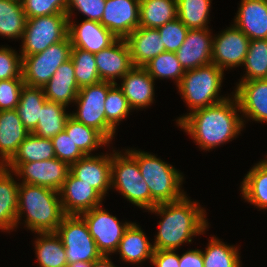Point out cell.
<instances>
[{"mask_svg": "<svg viewBox=\"0 0 267 267\" xmlns=\"http://www.w3.org/2000/svg\"><path fill=\"white\" fill-rule=\"evenodd\" d=\"M234 96V97H233ZM225 100L197 109L177 119V124L184 129L203 150L215 149L239 135L244 127L239 103L233 94Z\"/></svg>", "mask_w": 267, "mask_h": 267, "instance_id": "obj_1", "label": "cell"}, {"mask_svg": "<svg viewBox=\"0 0 267 267\" xmlns=\"http://www.w3.org/2000/svg\"><path fill=\"white\" fill-rule=\"evenodd\" d=\"M199 203L185 195L174 202L159 203L151 212L161 215L158 233L153 243L155 250H177L183 243H191L194 236L208 228L206 211Z\"/></svg>", "mask_w": 267, "mask_h": 267, "instance_id": "obj_2", "label": "cell"}, {"mask_svg": "<svg viewBox=\"0 0 267 267\" xmlns=\"http://www.w3.org/2000/svg\"><path fill=\"white\" fill-rule=\"evenodd\" d=\"M59 196V191L47 187L19 183L17 225L26 212L27 229L36 233L56 232L65 216Z\"/></svg>", "mask_w": 267, "mask_h": 267, "instance_id": "obj_3", "label": "cell"}, {"mask_svg": "<svg viewBox=\"0 0 267 267\" xmlns=\"http://www.w3.org/2000/svg\"><path fill=\"white\" fill-rule=\"evenodd\" d=\"M127 151L138 161L143 180L158 204L174 202L185 196L180 188L183 181L180 171L151 153L134 149Z\"/></svg>", "mask_w": 267, "mask_h": 267, "instance_id": "obj_4", "label": "cell"}, {"mask_svg": "<svg viewBox=\"0 0 267 267\" xmlns=\"http://www.w3.org/2000/svg\"><path fill=\"white\" fill-rule=\"evenodd\" d=\"M223 72L221 68L212 63L185 71L177 87L190 109L189 113L228 98L218 94L222 87Z\"/></svg>", "mask_w": 267, "mask_h": 267, "instance_id": "obj_5", "label": "cell"}, {"mask_svg": "<svg viewBox=\"0 0 267 267\" xmlns=\"http://www.w3.org/2000/svg\"><path fill=\"white\" fill-rule=\"evenodd\" d=\"M113 151L111 163V188H116L128 201L151 210L158 203L151 197L150 190L141 175L138 161L126 150L124 155Z\"/></svg>", "mask_w": 267, "mask_h": 267, "instance_id": "obj_6", "label": "cell"}, {"mask_svg": "<svg viewBox=\"0 0 267 267\" xmlns=\"http://www.w3.org/2000/svg\"><path fill=\"white\" fill-rule=\"evenodd\" d=\"M113 84L108 81H100L80 88L74 102L78 105V110L71 114V117L76 121L95 128L109 142L113 140L116 131L106 121L104 103Z\"/></svg>", "mask_w": 267, "mask_h": 267, "instance_id": "obj_7", "label": "cell"}, {"mask_svg": "<svg viewBox=\"0 0 267 267\" xmlns=\"http://www.w3.org/2000/svg\"><path fill=\"white\" fill-rule=\"evenodd\" d=\"M68 36V16L55 14L27 18L22 37L21 57L40 53Z\"/></svg>", "mask_w": 267, "mask_h": 267, "instance_id": "obj_8", "label": "cell"}, {"mask_svg": "<svg viewBox=\"0 0 267 267\" xmlns=\"http://www.w3.org/2000/svg\"><path fill=\"white\" fill-rule=\"evenodd\" d=\"M71 48V41L67 36L63 41L50 45L40 53L22 57L24 83L43 88L56 70L70 59Z\"/></svg>", "mask_w": 267, "mask_h": 267, "instance_id": "obj_9", "label": "cell"}, {"mask_svg": "<svg viewBox=\"0 0 267 267\" xmlns=\"http://www.w3.org/2000/svg\"><path fill=\"white\" fill-rule=\"evenodd\" d=\"M56 234L63 242L68 264L92 263L102 255L89 233L85 220L80 215H65Z\"/></svg>", "mask_w": 267, "mask_h": 267, "instance_id": "obj_10", "label": "cell"}, {"mask_svg": "<svg viewBox=\"0 0 267 267\" xmlns=\"http://www.w3.org/2000/svg\"><path fill=\"white\" fill-rule=\"evenodd\" d=\"M80 216L85 220L98 251L102 255L116 253L120 240L131 223H120L115 216L110 215L101 205L83 212Z\"/></svg>", "mask_w": 267, "mask_h": 267, "instance_id": "obj_11", "label": "cell"}, {"mask_svg": "<svg viewBox=\"0 0 267 267\" xmlns=\"http://www.w3.org/2000/svg\"><path fill=\"white\" fill-rule=\"evenodd\" d=\"M250 39L235 25L213 38L212 64L224 69L243 66Z\"/></svg>", "mask_w": 267, "mask_h": 267, "instance_id": "obj_12", "label": "cell"}, {"mask_svg": "<svg viewBox=\"0 0 267 267\" xmlns=\"http://www.w3.org/2000/svg\"><path fill=\"white\" fill-rule=\"evenodd\" d=\"M70 172V166L58 158L18 164L12 173L22 182L59 191Z\"/></svg>", "mask_w": 267, "mask_h": 267, "instance_id": "obj_13", "label": "cell"}, {"mask_svg": "<svg viewBox=\"0 0 267 267\" xmlns=\"http://www.w3.org/2000/svg\"><path fill=\"white\" fill-rule=\"evenodd\" d=\"M65 215H80L101 205L103 196L90 184L76 178L71 172L59 190Z\"/></svg>", "mask_w": 267, "mask_h": 267, "instance_id": "obj_14", "label": "cell"}, {"mask_svg": "<svg viewBox=\"0 0 267 267\" xmlns=\"http://www.w3.org/2000/svg\"><path fill=\"white\" fill-rule=\"evenodd\" d=\"M140 0H106L100 23L117 38L126 39L139 27Z\"/></svg>", "mask_w": 267, "mask_h": 267, "instance_id": "obj_15", "label": "cell"}, {"mask_svg": "<svg viewBox=\"0 0 267 267\" xmlns=\"http://www.w3.org/2000/svg\"><path fill=\"white\" fill-rule=\"evenodd\" d=\"M101 81L116 83L133 67L131 53L126 39L118 38L112 45L94 54Z\"/></svg>", "mask_w": 267, "mask_h": 267, "instance_id": "obj_16", "label": "cell"}, {"mask_svg": "<svg viewBox=\"0 0 267 267\" xmlns=\"http://www.w3.org/2000/svg\"><path fill=\"white\" fill-rule=\"evenodd\" d=\"M209 29H189L183 44L175 52L185 71L212 63V42Z\"/></svg>", "mask_w": 267, "mask_h": 267, "instance_id": "obj_17", "label": "cell"}, {"mask_svg": "<svg viewBox=\"0 0 267 267\" xmlns=\"http://www.w3.org/2000/svg\"><path fill=\"white\" fill-rule=\"evenodd\" d=\"M68 36L72 47L96 54L112 45L118 38L100 22L85 19L75 24L68 19Z\"/></svg>", "mask_w": 267, "mask_h": 267, "instance_id": "obj_18", "label": "cell"}, {"mask_svg": "<svg viewBox=\"0 0 267 267\" xmlns=\"http://www.w3.org/2000/svg\"><path fill=\"white\" fill-rule=\"evenodd\" d=\"M109 155H85L70 166L76 178L93 186L104 198L111 189L112 154Z\"/></svg>", "mask_w": 267, "mask_h": 267, "instance_id": "obj_19", "label": "cell"}, {"mask_svg": "<svg viewBox=\"0 0 267 267\" xmlns=\"http://www.w3.org/2000/svg\"><path fill=\"white\" fill-rule=\"evenodd\" d=\"M234 95L243 117L257 122H267V79L239 82Z\"/></svg>", "mask_w": 267, "mask_h": 267, "instance_id": "obj_20", "label": "cell"}, {"mask_svg": "<svg viewBox=\"0 0 267 267\" xmlns=\"http://www.w3.org/2000/svg\"><path fill=\"white\" fill-rule=\"evenodd\" d=\"M233 25L250 40L267 39V0H241Z\"/></svg>", "mask_w": 267, "mask_h": 267, "instance_id": "obj_21", "label": "cell"}, {"mask_svg": "<svg viewBox=\"0 0 267 267\" xmlns=\"http://www.w3.org/2000/svg\"><path fill=\"white\" fill-rule=\"evenodd\" d=\"M121 80L119 87L132 110L143 109L155 100L154 79L144 67L134 66Z\"/></svg>", "mask_w": 267, "mask_h": 267, "instance_id": "obj_22", "label": "cell"}, {"mask_svg": "<svg viewBox=\"0 0 267 267\" xmlns=\"http://www.w3.org/2000/svg\"><path fill=\"white\" fill-rule=\"evenodd\" d=\"M47 101L60 103L66 107L75 102L80 90L75 77L71 58L64 62L42 88Z\"/></svg>", "mask_w": 267, "mask_h": 267, "instance_id": "obj_23", "label": "cell"}, {"mask_svg": "<svg viewBox=\"0 0 267 267\" xmlns=\"http://www.w3.org/2000/svg\"><path fill=\"white\" fill-rule=\"evenodd\" d=\"M29 133L16 109L0 111V165L13 157Z\"/></svg>", "mask_w": 267, "mask_h": 267, "instance_id": "obj_24", "label": "cell"}, {"mask_svg": "<svg viewBox=\"0 0 267 267\" xmlns=\"http://www.w3.org/2000/svg\"><path fill=\"white\" fill-rule=\"evenodd\" d=\"M134 66L143 67L151 59L165 52L158 29L138 27L127 38Z\"/></svg>", "mask_w": 267, "mask_h": 267, "instance_id": "obj_25", "label": "cell"}, {"mask_svg": "<svg viewBox=\"0 0 267 267\" xmlns=\"http://www.w3.org/2000/svg\"><path fill=\"white\" fill-rule=\"evenodd\" d=\"M4 165H0V229L9 231L17 227L19 184Z\"/></svg>", "mask_w": 267, "mask_h": 267, "instance_id": "obj_26", "label": "cell"}, {"mask_svg": "<svg viewBox=\"0 0 267 267\" xmlns=\"http://www.w3.org/2000/svg\"><path fill=\"white\" fill-rule=\"evenodd\" d=\"M138 226L136 223H131L120 240L116 252H119L120 259L124 262L137 264L146 261V259H150V262L152 260L155 251L154 246Z\"/></svg>", "mask_w": 267, "mask_h": 267, "instance_id": "obj_27", "label": "cell"}, {"mask_svg": "<svg viewBox=\"0 0 267 267\" xmlns=\"http://www.w3.org/2000/svg\"><path fill=\"white\" fill-rule=\"evenodd\" d=\"M54 158H56V155L52 140L29 133L25 140L19 145L17 152L4 166L12 171L20 163Z\"/></svg>", "mask_w": 267, "mask_h": 267, "instance_id": "obj_28", "label": "cell"}, {"mask_svg": "<svg viewBox=\"0 0 267 267\" xmlns=\"http://www.w3.org/2000/svg\"><path fill=\"white\" fill-rule=\"evenodd\" d=\"M240 191L245 201L257 208L267 209V159L251 168L242 181Z\"/></svg>", "mask_w": 267, "mask_h": 267, "instance_id": "obj_29", "label": "cell"}, {"mask_svg": "<svg viewBox=\"0 0 267 267\" xmlns=\"http://www.w3.org/2000/svg\"><path fill=\"white\" fill-rule=\"evenodd\" d=\"M177 0H140L139 27L157 29L177 18Z\"/></svg>", "mask_w": 267, "mask_h": 267, "instance_id": "obj_30", "label": "cell"}, {"mask_svg": "<svg viewBox=\"0 0 267 267\" xmlns=\"http://www.w3.org/2000/svg\"><path fill=\"white\" fill-rule=\"evenodd\" d=\"M46 101L47 99L41 87L24 84L16 110L24 127L30 133L35 130L41 115V108Z\"/></svg>", "mask_w": 267, "mask_h": 267, "instance_id": "obj_31", "label": "cell"}, {"mask_svg": "<svg viewBox=\"0 0 267 267\" xmlns=\"http://www.w3.org/2000/svg\"><path fill=\"white\" fill-rule=\"evenodd\" d=\"M35 253L40 267H67L68 261L61 238L56 232L37 233Z\"/></svg>", "mask_w": 267, "mask_h": 267, "instance_id": "obj_32", "label": "cell"}, {"mask_svg": "<svg viewBox=\"0 0 267 267\" xmlns=\"http://www.w3.org/2000/svg\"><path fill=\"white\" fill-rule=\"evenodd\" d=\"M66 106L60 103L46 101L41 108V115L33 134L52 139L64 130L71 113H66Z\"/></svg>", "mask_w": 267, "mask_h": 267, "instance_id": "obj_33", "label": "cell"}, {"mask_svg": "<svg viewBox=\"0 0 267 267\" xmlns=\"http://www.w3.org/2000/svg\"><path fill=\"white\" fill-rule=\"evenodd\" d=\"M27 17L18 0H0V35L6 38H21L26 28Z\"/></svg>", "mask_w": 267, "mask_h": 267, "instance_id": "obj_34", "label": "cell"}, {"mask_svg": "<svg viewBox=\"0 0 267 267\" xmlns=\"http://www.w3.org/2000/svg\"><path fill=\"white\" fill-rule=\"evenodd\" d=\"M73 142L85 155L110 142L95 128L86 126L70 116L64 128Z\"/></svg>", "mask_w": 267, "mask_h": 267, "instance_id": "obj_35", "label": "cell"}, {"mask_svg": "<svg viewBox=\"0 0 267 267\" xmlns=\"http://www.w3.org/2000/svg\"><path fill=\"white\" fill-rule=\"evenodd\" d=\"M211 0H177V18L188 29H208Z\"/></svg>", "mask_w": 267, "mask_h": 267, "instance_id": "obj_36", "label": "cell"}, {"mask_svg": "<svg viewBox=\"0 0 267 267\" xmlns=\"http://www.w3.org/2000/svg\"><path fill=\"white\" fill-rule=\"evenodd\" d=\"M204 251V267H241L238 248L224 244L216 236L211 237Z\"/></svg>", "mask_w": 267, "mask_h": 267, "instance_id": "obj_37", "label": "cell"}, {"mask_svg": "<svg viewBox=\"0 0 267 267\" xmlns=\"http://www.w3.org/2000/svg\"><path fill=\"white\" fill-rule=\"evenodd\" d=\"M243 66L246 73L240 82L267 79V39L250 40Z\"/></svg>", "mask_w": 267, "mask_h": 267, "instance_id": "obj_38", "label": "cell"}, {"mask_svg": "<svg viewBox=\"0 0 267 267\" xmlns=\"http://www.w3.org/2000/svg\"><path fill=\"white\" fill-rule=\"evenodd\" d=\"M143 67L154 80L172 78L177 85L185 74L175 52L160 53Z\"/></svg>", "mask_w": 267, "mask_h": 267, "instance_id": "obj_39", "label": "cell"}, {"mask_svg": "<svg viewBox=\"0 0 267 267\" xmlns=\"http://www.w3.org/2000/svg\"><path fill=\"white\" fill-rule=\"evenodd\" d=\"M70 58L73 61L76 82L79 88L101 81L93 53L72 47Z\"/></svg>", "mask_w": 267, "mask_h": 267, "instance_id": "obj_40", "label": "cell"}, {"mask_svg": "<svg viewBox=\"0 0 267 267\" xmlns=\"http://www.w3.org/2000/svg\"><path fill=\"white\" fill-rule=\"evenodd\" d=\"M118 84H113L106 96L104 108L106 121L117 130L119 122L125 119L130 113L131 107Z\"/></svg>", "mask_w": 267, "mask_h": 267, "instance_id": "obj_41", "label": "cell"}, {"mask_svg": "<svg viewBox=\"0 0 267 267\" xmlns=\"http://www.w3.org/2000/svg\"><path fill=\"white\" fill-rule=\"evenodd\" d=\"M22 7L27 18L66 14L68 0H22Z\"/></svg>", "mask_w": 267, "mask_h": 267, "instance_id": "obj_42", "label": "cell"}, {"mask_svg": "<svg viewBox=\"0 0 267 267\" xmlns=\"http://www.w3.org/2000/svg\"><path fill=\"white\" fill-rule=\"evenodd\" d=\"M157 29L160 33L162 44L165 47V52H176L183 44L189 31L178 18L169 21Z\"/></svg>", "mask_w": 267, "mask_h": 267, "instance_id": "obj_43", "label": "cell"}, {"mask_svg": "<svg viewBox=\"0 0 267 267\" xmlns=\"http://www.w3.org/2000/svg\"><path fill=\"white\" fill-rule=\"evenodd\" d=\"M51 140L56 158L67 163L69 166L85 156L65 130L58 133Z\"/></svg>", "mask_w": 267, "mask_h": 267, "instance_id": "obj_44", "label": "cell"}, {"mask_svg": "<svg viewBox=\"0 0 267 267\" xmlns=\"http://www.w3.org/2000/svg\"><path fill=\"white\" fill-rule=\"evenodd\" d=\"M12 78H23L22 57L11 48L0 47V81Z\"/></svg>", "mask_w": 267, "mask_h": 267, "instance_id": "obj_45", "label": "cell"}, {"mask_svg": "<svg viewBox=\"0 0 267 267\" xmlns=\"http://www.w3.org/2000/svg\"><path fill=\"white\" fill-rule=\"evenodd\" d=\"M24 84L23 78L0 81V111L16 109Z\"/></svg>", "mask_w": 267, "mask_h": 267, "instance_id": "obj_46", "label": "cell"}, {"mask_svg": "<svg viewBox=\"0 0 267 267\" xmlns=\"http://www.w3.org/2000/svg\"><path fill=\"white\" fill-rule=\"evenodd\" d=\"M105 2L106 0H68L66 15L70 19L72 11L76 8L75 10L83 13L87 20L100 22L104 13Z\"/></svg>", "mask_w": 267, "mask_h": 267, "instance_id": "obj_47", "label": "cell"}, {"mask_svg": "<svg viewBox=\"0 0 267 267\" xmlns=\"http://www.w3.org/2000/svg\"><path fill=\"white\" fill-rule=\"evenodd\" d=\"M179 262L175 250H155L151 260L155 267H180Z\"/></svg>", "mask_w": 267, "mask_h": 267, "instance_id": "obj_48", "label": "cell"}, {"mask_svg": "<svg viewBox=\"0 0 267 267\" xmlns=\"http://www.w3.org/2000/svg\"><path fill=\"white\" fill-rule=\"evenodd\" d=\"M180 267H204L202 251L191 249L179 256Z\"/></svg>", "mask_w": 267, "mask_h": 267, "instance_id": "obj_49", "label": "cell"}, {"mask_svg": "<svg viewBox=\"0 0 267 267\" xmlns=\"http://www.w3.org/2000/svg\"><path fill=\"white\" fill-rule=\"evenodd\" d=\"M92 267H116L108 255H101L97 260L92 262Z\"/></svg>", "mask_w": 267, "mask_h": 267, "instance_id": "obj_50", "label": "cell"}, {"mask_svg": "<svg viewBox=\"0 0 267 267\" xmlns=\"http://www.w3.org/2000/svg\"><path fill=\"white\" fill-rule=\"evenodd\" d=\"M67 267H92V263H89V262H75L73 264H68Z\"/></svg>", "mask_w": 267, "mask_h": 267, "instance_id": "obj_51", "label": "cell"}]
</instances>
